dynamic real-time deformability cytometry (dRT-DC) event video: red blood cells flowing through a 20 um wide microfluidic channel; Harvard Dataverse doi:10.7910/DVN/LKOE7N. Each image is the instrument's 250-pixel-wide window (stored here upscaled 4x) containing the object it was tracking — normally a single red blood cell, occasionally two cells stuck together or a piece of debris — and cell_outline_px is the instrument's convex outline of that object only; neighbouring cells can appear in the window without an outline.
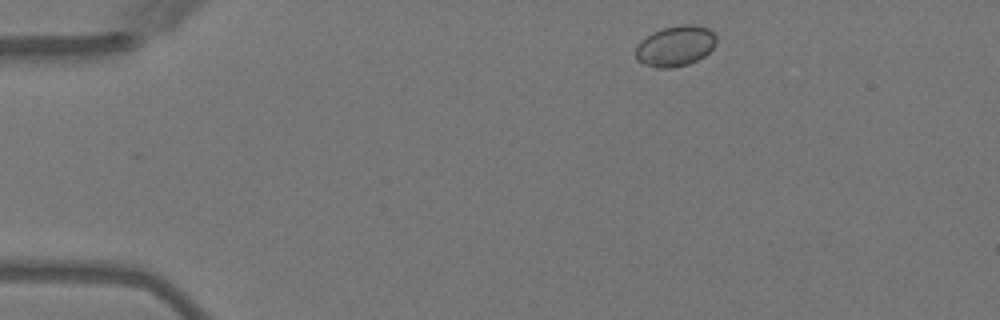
{"species": "Egyptian fruit bat (a non-hibernating species)", "species_latin": "Rousettus aegyptiacus", "temperature_condition": "warm", "stored_images_in_passage": 5, "camera_frame_rate_fps": 3000, "um_per_image_px": 0.085, "animal": {"sex": "female"}, "frame": {"image": 1, "passage_image": 1, "time_ms": 0.0, "image_size_px": [1000, 320], "cell_outline_px": [[716, 44], [704, 56], [688, 64], [672, 68], [656, 68], [644, 64], [636, 60], [636, 48], [640, 40], [652, 32], [664, 28], [680, 24], [696, 24], [708, 28], [716, 36]], "centroid_in_image_um": [57.4, 3.9], "position_along_channel_um": 27.6, "area_um2": 19.19}}
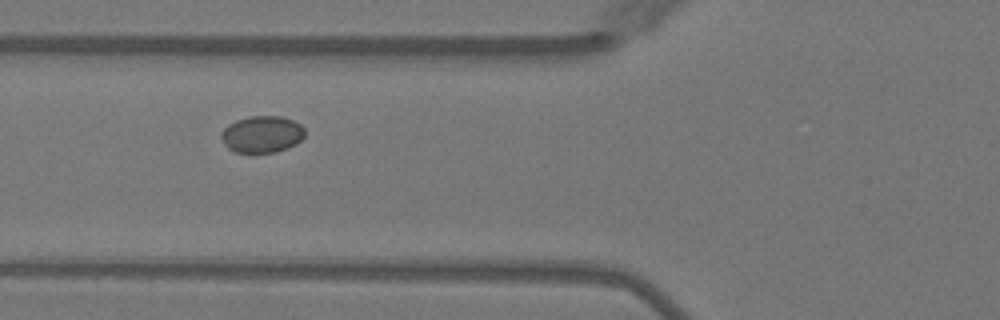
{"frame": {"image": 2, "passage_image": 4, "time_ms": 3.667, "image_size_px": [1000, 320], "cell_outline_px": [[304, 136], [296, 144], [276, 152], [236, 152], [228, 148], [224, 144], [220, 136], [220, 132], [228, 124], [236, 120], [248, 116], [280, 116], [292, 120], [300, 124], [304, 128]], "centroid_in_image_um": [22.24, 11.4], "position_along_channel_um": 103.6, "area_um2": 17.92}}
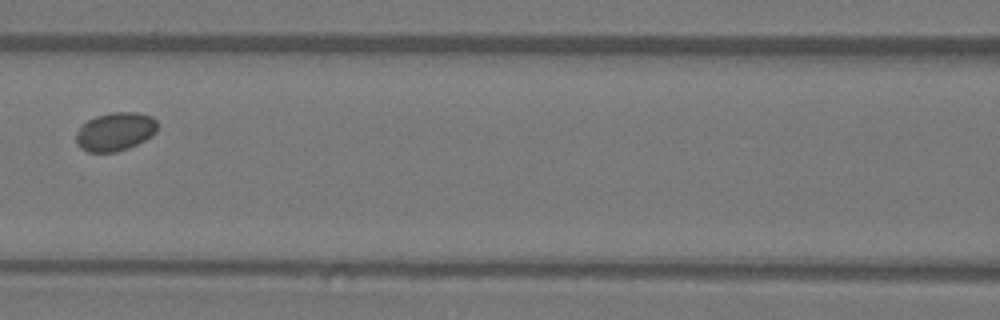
{"frame": {"image": 3, "passage_image": 5, "time_ms": 5.0, "image_size_px": [1000, 320], "cell_outline_px": [[156, 132], [152, 136], [128, 148], [116, 152], [88, 152], [80, 148], [76, 144], [76, 132], [88, 120], [96, 116], [112, 112], [136, 112], [152, 116], [156, 120]], "centroid_in_image_um": [9.79, 11.19], "position_along_channel_um": 156.8, "area_um2": 18.21}}